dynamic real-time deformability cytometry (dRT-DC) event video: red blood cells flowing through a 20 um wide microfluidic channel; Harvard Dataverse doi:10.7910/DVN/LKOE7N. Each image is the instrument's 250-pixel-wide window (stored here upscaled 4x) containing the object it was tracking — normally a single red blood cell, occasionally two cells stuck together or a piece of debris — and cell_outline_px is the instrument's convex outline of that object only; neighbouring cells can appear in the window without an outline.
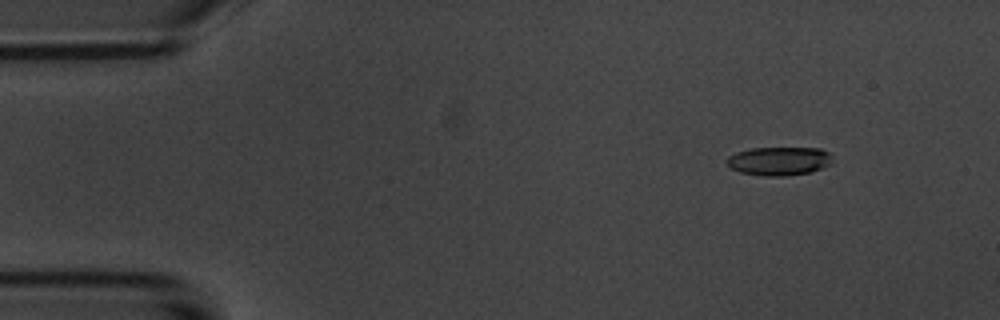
{"species": "common noctule bat (a hibernating species)", "species_latin": "Nyctalus noctula", "temperature_condition": "room temperature", "stored_images_in_passage": 4, "camera_frame_rate_fps": 3000, "um_per_image_px": 0.085, "animal": {"sex": "male", "body_mass_g": 20.1, "forearm_length_mm": 53.5}, "frame": {"image": 1, "passage_image": 2, "time_ms": 1.333, "image_size_px": [1000, 320], "cell_outline_px": [[832, 164], [808, 172], [784, 176], [764, 176], [740, 172], [732, 168], [728, 164], [728, 156], [736, 152], [752, 148], [820, 148], [828, 152], [832, 156]], "centroid_in_image_um": [66.24, 13.68], "position_along_channel_um": 18.8, "area_um2": 17.46}}